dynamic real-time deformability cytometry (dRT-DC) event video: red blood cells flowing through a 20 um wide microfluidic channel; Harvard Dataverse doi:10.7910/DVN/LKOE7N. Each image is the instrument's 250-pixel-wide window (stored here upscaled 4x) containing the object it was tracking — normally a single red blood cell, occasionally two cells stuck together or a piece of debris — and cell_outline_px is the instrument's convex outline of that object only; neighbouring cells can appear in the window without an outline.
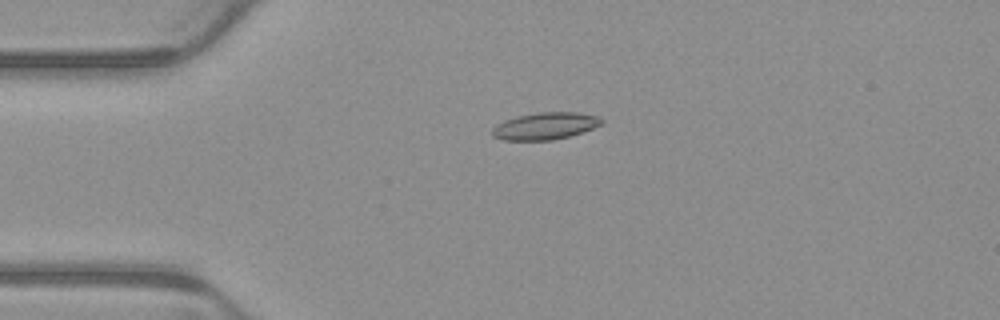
{"species": "common noctule bat (a hibernating species)", "species_latin": "Nyctalus noctula", "temperature_condition": "warm", "stored_images_in_passage": 4, "camera_frame_rate_fps": 3000, "um_per_image_px": 0.085, "animal": {"sex": "male", "body_mass_g": 23.1, "forearm_length_mm": 52.7}, "frame": {"image": 1, "passage_image": 3, "time_ms": 0.667, "image_size_px": [1000, 320], "cell_outline_px": [[604, 124], [568, 136], [552, 140], [504, 140], [492, 136], [492, 128], [496, 124], [504, 120], [516, 116], [540, 112], [576, 112], [600, 116], [604, 120]], "centroid_in_image_um": [46.34, 10.7], "position_along_channel_um": 38.7, "area_um2": 17.28}}